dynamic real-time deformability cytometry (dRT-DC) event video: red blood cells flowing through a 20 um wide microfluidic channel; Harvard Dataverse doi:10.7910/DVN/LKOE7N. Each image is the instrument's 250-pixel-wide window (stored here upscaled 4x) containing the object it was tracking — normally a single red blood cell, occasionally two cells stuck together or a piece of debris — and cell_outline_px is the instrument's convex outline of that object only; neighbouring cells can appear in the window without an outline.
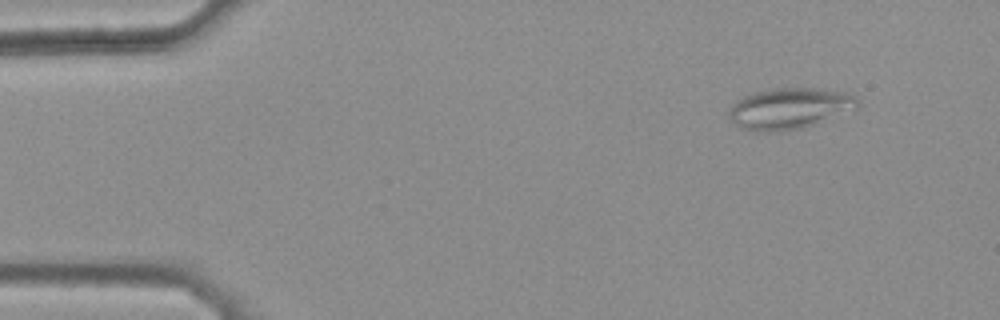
{"species": "common noctule bat (a hibernating species)", "species_latin": "Nyctalus noctula", "temperature_condition": "warm", "stored_images_in_passage": 43, "camera_frame_rate_fps": 3000, "um_per_image_px": 0.085, "animal": {"sex": "female", "body_mass_g": 25.1}, "frame": {"image": 1, "passage_image": 2, "time_ms": 0.333, "image_size_px": [1000, 320], "cell_outline_px": [[860, 108], [804, 128], [776, 132], [756, 132], [740, 128], [728, 116], [728, 112], [736, 100], [752, 92], [772, 88], [816, 88], [844, 92], [856, 96], [860, 100]], "centroid_in_image_um": [67.14, 9.22], "position_along_channel_um": 17.9, "area_um2": 31.33}}
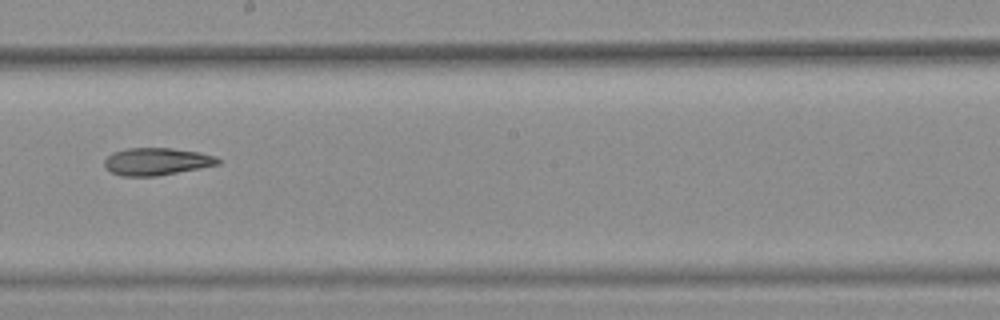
{"frame": {"image": 2, "passage_image": 26, "time_ms": 8.333, "image_size_px": [1000, 320], "cell_outline_px": [[220, 164], [200, 168], [156, 176], [124, 176], [112, 172], [104, 168], [104, 160], [112, 152], [128, 148], [172, 148], [200, 152], [216, 156], [220, 160]], "centroid_in_image_um": [13.31, 13.72], "position_along_channel_um": 234.9, "area_um2": 18.15}}
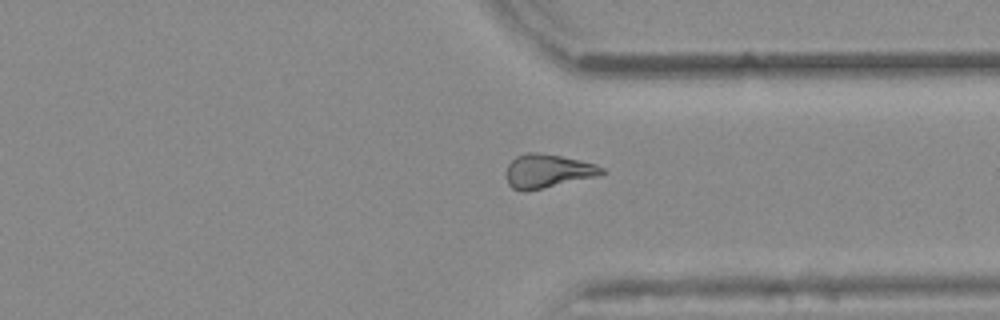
{"frame": {"image": 3, "passage_image": 36, "time_ms": 11.667, "image_size_px": [1000, 320], "cell_outline_px": [[608, 172], [596, 176], [544, 188], [524, 192], [512, 188], [508, 184], [504, 172], [508, 164], [516, 156], [528, 152], [540, 152], [580, 160], [596, 164], [604, 168]], "centroid_in_image_um": [46.52, 14.54], "position_along_channel_um": 364.9, "area_um2": 18.96}}